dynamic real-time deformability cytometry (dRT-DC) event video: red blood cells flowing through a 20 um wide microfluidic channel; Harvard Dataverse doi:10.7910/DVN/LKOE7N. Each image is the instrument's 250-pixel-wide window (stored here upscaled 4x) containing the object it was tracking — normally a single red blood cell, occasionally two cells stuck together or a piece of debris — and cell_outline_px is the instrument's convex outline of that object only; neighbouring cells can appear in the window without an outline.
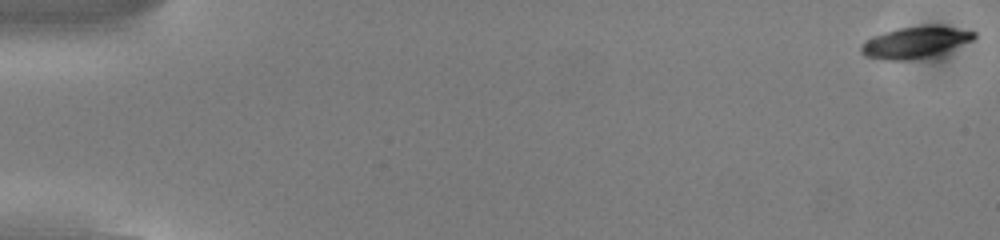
{"species": "common noctule bat (a hibernating species)", "species_latin": "Nyctalus noctula", "temperature_condition": "cold", "stored_images_in_passage": 54, "camera_frame_rate_fps": 3000, "um_per_image_px": 0.085, "animal": {"sex": "male", "body_mass_g": 13.0, "forearm_length_mm": 53.1}, "frame": {"image": 1, "passage_image": 1, "time_ms": 0.0, "image_size_px": [1000, 240], "cell_outline_px": [[976, 36], [972, 40], [932, 56], [912, 60], [884, 60], [864, 56], [860, 52], [860, 48], [872, 36], [896, 28], [924, 24], [928, 24], [976, 32]], "centroid_in_image_um": [77.75, 3.59], "position_along_channel_um": 7.3, "area_um2": 20.58}}
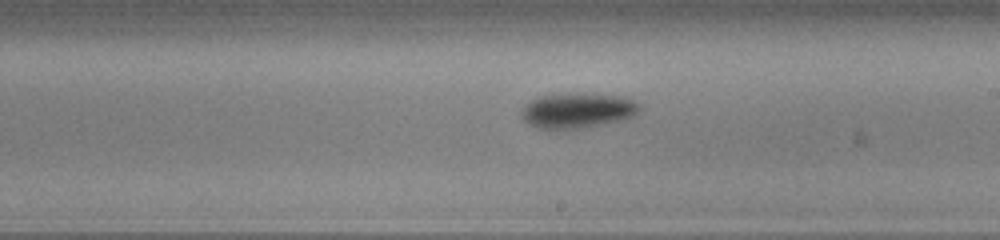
{"frame": {"image": 2, "passage_image": 32, "time_ms": 10.333, "image_size_px": [1000, 240], "cell_outline_px": [[640, 108], [632, 116], [624, 120], [584, 128], [536, 128], [524, 120], [520, 116], [520, 112], [532, 100], [540, 96], [576, 92], [624, 96], [640, 104]], "centroid_in_image_um": [49.11, 9.38], "position_along_channel_um": 239.9, "area_um2": 24.22}}
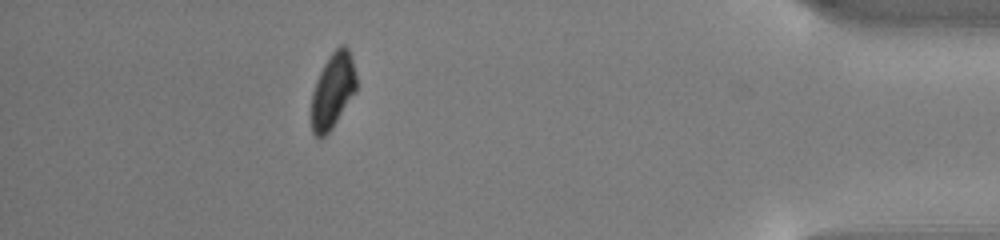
{"frame": {"image": 3, "passage_image": 49, "time_ms": 16.0, "image_size_px": [1000, 240], "cell_outline_px": [[356, 92], [332, 128], [320, 140], [312, 132], [312, 92], [316, 80], [328, 56], [340, 44], [344, 44], [348, 48], [352, 60], [356, 76]], "centroid_in_image_um": [28.29, 7.7], "position_along_channel_um": 406.9, "area_um2": 19.71}, "authors_computed_cell_mechanics": {"area_um2": 21.386, "velocity_mm_per_s": 3.801, "shape_relaxation_time_tau1_ms": 1.7503, "shape_relaxation_time_tau2_ms": null, "deformation_change_tau1": 0.1144, "deformation_change_tau2": null}}